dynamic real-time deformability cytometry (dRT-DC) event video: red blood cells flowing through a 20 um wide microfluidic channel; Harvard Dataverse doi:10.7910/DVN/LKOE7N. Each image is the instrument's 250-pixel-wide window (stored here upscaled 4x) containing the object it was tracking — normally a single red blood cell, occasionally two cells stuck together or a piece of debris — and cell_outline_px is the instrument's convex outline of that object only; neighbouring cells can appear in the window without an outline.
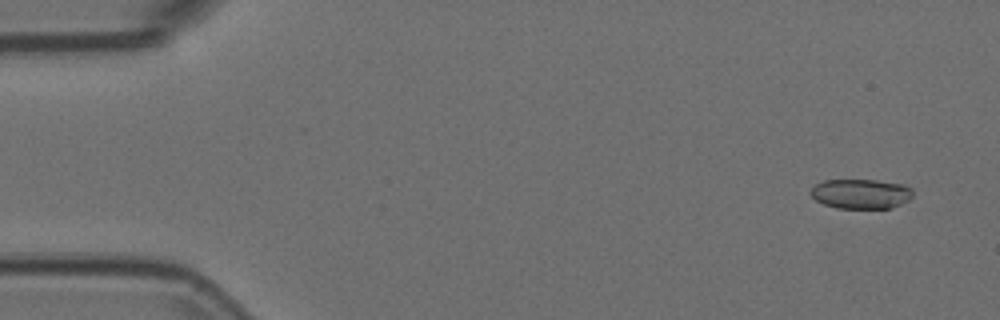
{"species": "Egyptian fruit bat (a non-hibernating species)", "species_latin": "Rousettus aegyptiacus", "temperature_condition": "room temperature", "stored_images_in_passage": 25, "camera_frame_rate_fps": 3000, "um_per_image_px": 0.085, "animal": {"sex": "female"}, "frame": {"image": 1, "passage_image": 4, "time_ms": 1.0, "image_size_px": [1000, 320], "cell_outline_px": [[912, 196], [908, 200], [892, 208], [836, 208], [824, 204], [816, 200], [808, 192], [816, 184], [824, 180], [876, 180], [904, 184], [912, 188]], "centroid_in_image_um": [73.17, 16.47], "position_along_channel_um": 11.8, "area_um2": 17.74}}
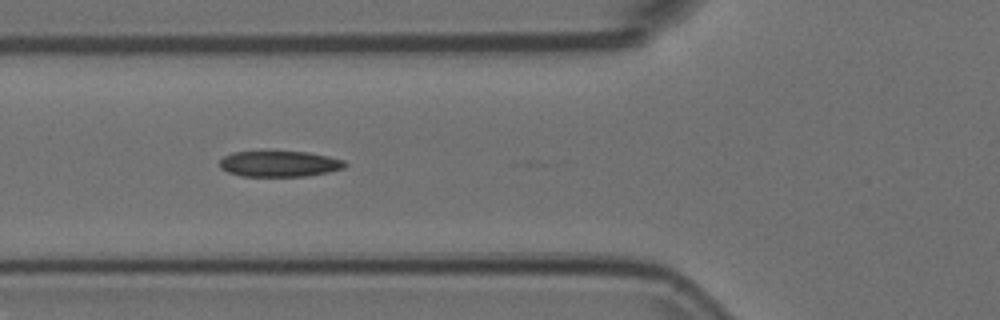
{"frame": {"image": 2, "passage_image": 21, "time_ms": 6.667, "image_size_px": [1000, 320], "cell_outline_px": [[348, 164], [344, 168], [328, 172], [304, 176], [240, 176], [228, 172], [220, 168], [220, 160], [224, 156], [232, 152], [308, 152], [328, 156], [344, 160]], "centroid_in_image_um": [23.75, 13.93], "position_along_channel_um": 102.0, "area_um2": 18.79}}
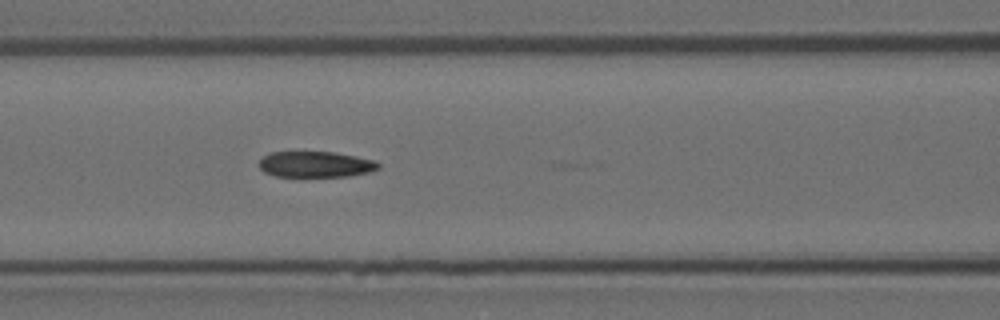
{"frame": {"image": 3, "passage_image": 24, "time_ms": 7.667, "image_size_px": [1000, 320], "cell_outline_px": [[380, 168], [372, 172], [348, 176], [276, 176], [264, 172], [256, 164], [264, 156], [272, 152], [336, 152], [376, 160], [380, 164]], "centroid_in_image_um": [26.86, 13.97], "position_along_channel_um": 139.7, "area_um2": 18.15}}